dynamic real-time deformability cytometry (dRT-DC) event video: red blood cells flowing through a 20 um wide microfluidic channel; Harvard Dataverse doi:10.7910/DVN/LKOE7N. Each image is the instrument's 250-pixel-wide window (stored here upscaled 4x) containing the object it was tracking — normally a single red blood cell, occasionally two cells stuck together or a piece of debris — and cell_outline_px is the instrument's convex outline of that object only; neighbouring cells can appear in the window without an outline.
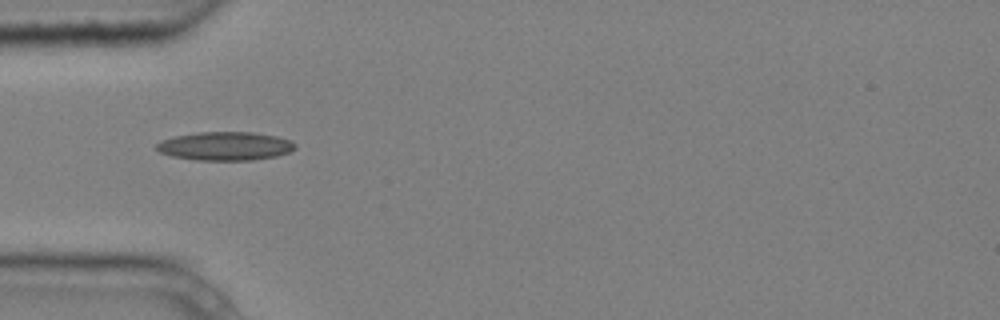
{"species": "common noctule bat (a hibernating species)", "species_latin": "Nyctalus noctula", "temperature_condition": "cold", "stored_images_in_passage": 6, "camera_frame_rate_fps": 3000, "um_per_image_px": 0.085, "animal": {"sex": "male", "body_mass_g": 20.4}, "frame": {"image": 1, "passage_image": 5, "time_ms": 1.333, "image_size_px": [1000, 320], "cell_outline_px": [[296, 148], [288, 152], [276, 156], [252, 160], [196, 160], [172, 156], [160, 152], [156, 148], [156, 144], [160, 140], [176, 136], [200, 132], [252, 132], [276, 136], [292, 140], [296, 144]], "centroid_in_image_um": [19.15, 12.41], "position_along_channel_um": 65.8, "area_um2": 23.06}}
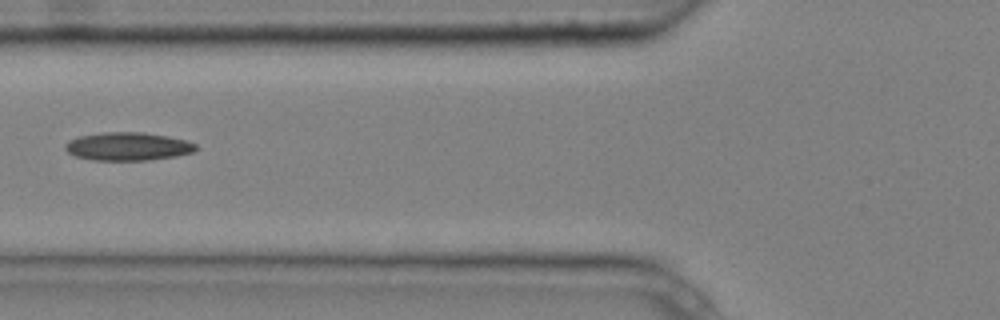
{"frame": {"image": 2, "passage_image": 6, "time_ms": 1.667, "image_size_px": [1000, 320], "cell_outline_px": [[196, 148], [192, 152], [176, 156], [148, 160], [92, 160], [76, 156], [68, 152], [64, 148], [64, 144], [68, 140], [80, 136], [104, 132], [144, 132], [168, 136], [188, 140], [196, 144]], "centroid_in_image_um": [10.86, 12.44], "position_along_channel_um": 114.9, "area_um2": 21.5}}